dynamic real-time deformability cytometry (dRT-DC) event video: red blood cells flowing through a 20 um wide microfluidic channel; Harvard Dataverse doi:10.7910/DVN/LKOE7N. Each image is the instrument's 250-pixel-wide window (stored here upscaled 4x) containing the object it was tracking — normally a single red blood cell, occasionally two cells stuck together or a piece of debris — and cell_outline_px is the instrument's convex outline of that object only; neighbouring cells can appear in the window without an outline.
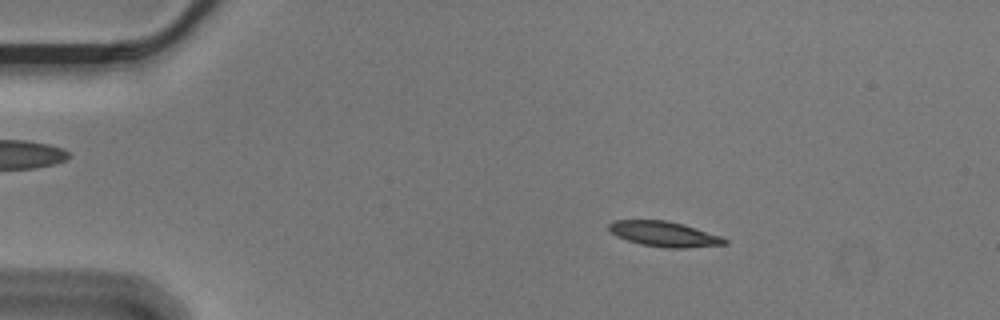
{"species": "Egyptian fruit bat (a non-hibernating species)", "species_latin": "Rousettus aegyptiacus", "temperature_condition": "cold", "stored_images_in_passage": 55, "camera_frame_rate_fps": 3000, "um_per_image_px": 0.085, "animal": {"sex": "male"}, "frame": {"image": 1, "passage_image": 9, "time_ms": 2.667, "image_size_px": [1000, 320], "cell_outline_px": [[728, 244], [688, 248], [664, 248], [640, 244], [616, 236], [608, 228], [608, 224], [612, 220], [668, 220], [684, 224], [720, 236], [728, 240]], "centroid_in_image_um": [56.46, 19.89], "position_along_channel_um": 28.5, "area_um2": 17.11}}
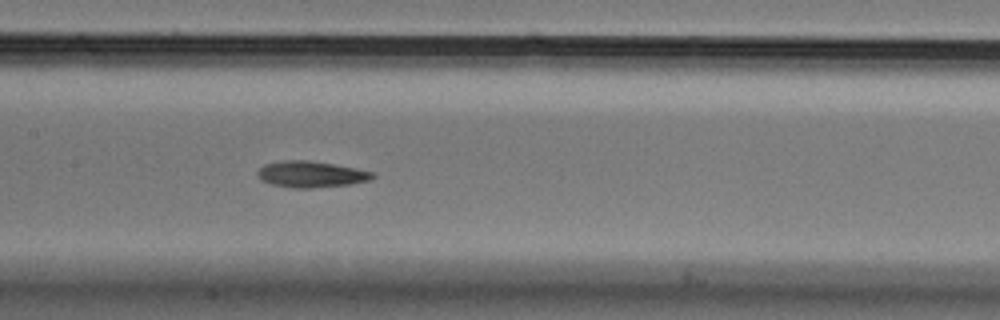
{"frame": {"image": 2, "passage_image": 27, "time_ms": 8.667, "image_size_px": [1000, 320], "cell_outline_px": [[376, 176], [368, 180], [348, 184], [312, 188], [292, 188], [272, 184], [260, 180], [256, 176], [256, 172], [264, 164], [280, 160], [308, 160], [356, 168], [372, 172]], "centroid_in_image_um": [26.37, 14.81], "position_along_channel_um": 181.0, "area_um2": 17.57}}
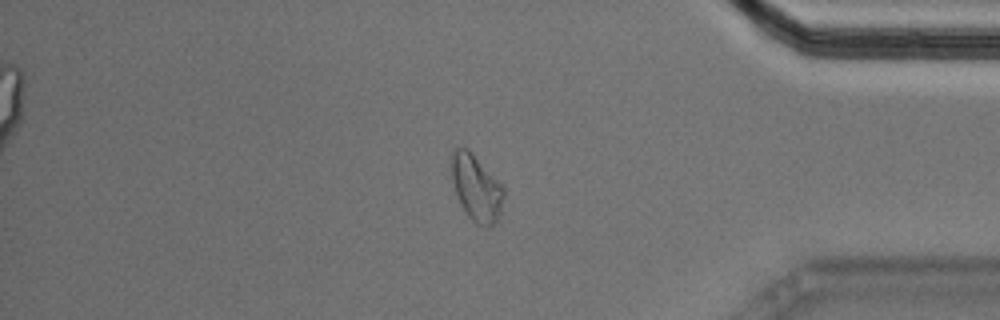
{"frame": {"image": 3, "passage_image": 47, "time_ms": 15.333, "image_size_px": [1000, 320], "cell_outline_px": [[504, 196], [500, 216], [496, 224], [476, 224], [468, 216], [456, 192], [452, 180], [452, 152], [456, 148], [468, 148], [472, 152], [504, 188]], "centroid_in_image_um": [40.51, 15.96], "position_along_channel_um": 394.7, "area_um2": 19.65}, "authors_computed_cell_mechanics": {"area_um2": 17.2822, "velocity_mm_per_s": 3.5709, "shape_relaxation_time_tau1_ms": 6.4284, "shape_relaxation_time_tau2_ms": 7.3145, "deformation_change_tau1": 0.2004, "deformation_change_tau2": 0.1325}}